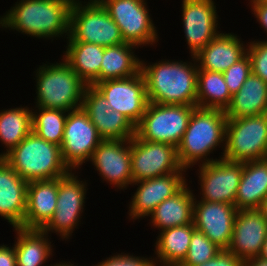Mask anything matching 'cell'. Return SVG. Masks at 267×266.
I'll use <instances>...</instances> for the list:
<instances>
[{"label": "cell", "mask_w": 267, "mask_h": 266, "mask_svg": "<svg viewBox=\"0 0 267 266\" xmlns=\"http://www.w3.org/2000/svg\"><path fill=\"white\" fill-rule=\"evenodd\" d=\"M190 61L161 59L149 63L141 58L149 102L163 105L196 106L198 64Z\"/></svg>", "instance_id": "1"}, {"label": "cell", "mask_w": 267, "mask_h": 266, "mask_svg": "<svg viewBox=\"0 0 267 266\" xmlns=\"http://www.w3.org/2000/svg\"><path fill=\"white\" fill-rule=\"evenodd\" d=\"M70 9L65 0H17L0 16V28L43 40L67 39Z\"/></svg>", "instance_id": "2"}, {"label": "cell", "mask_w": 267, "mask_h": 266, "mask_svg": "<svg viewBox=\"0 0 267 266\" xmlns=\"http://www.w3.org/2000/svg\"><path fill=\"white\" fill-rule=\"evenodd\" d=\"M227 116L223 110L196 107L189 119L187 129L177 147L180 165L188 170L222 159L226 145ZM222 148V155L210 158V154Z\"/></svg>", "instance_id": "3"}, {"label": "cell", "mask_w": 267, "mask_h": 266, "mask_svg": "<svg viewBox=\"0 0 267 266\" xmlns=\"http://www.w3.org/2000/svg\"><path fill=\"white\" fill-rule=\"evenodd\" d=\"M3 159L27 182L61 178L71 171L62 159L60 146L33 131Z\"/></svg>", "instance_id": "4"}, {"label": "cell", "mask_w": 267, "mask_h": 266, "mask_svg": "<svg viewBox=\"0 0 267 266\" xmlns=\"http://www.w3.org/2000/svg\"><path fill=\"white\" fill-rule=\"evenodd\" d=\"M42 64L34 71L37 95L34 107L67 112L80 108L87 84L63 58Z\"/></svg>", "instance_id": "5"}, {"label": "cell", "mask_w": 267, "mask_h": 266, "mask_svg": "<svg viewBox=\"0 0 267 266\" xmlns=\"http://www.w3.org/2000/svg\"><path fill=\"white\" fill-rule=\"evenodd\" d=\"M223 159L233 162L267 159V113L227 118Z\"/></svg>", "instance_id": "6"}, {"label": "cell", "mask_w": 267, "mask_h": 266, "mask_svg": "<svg viewBox=\"0 0 267 266\" xmlns=\"http://www.w3.org/2000/svg\"><path fill=\"white\" fill-rule=\"evenodd\" d=\"M66 41L96 44L102 47L123 44L121 31L101 3L71 6L69 36Z\"/></svg>", "instance_id": "7"}, {"label": "cell", "mask_w": 267, "mask_h": 266, "mask_svg": "<svg viewBox=\"0 0 267 266\" xmlns=\"http://www.w3.org/2000/svg\"><path fill=\"white\" fill-rule=\"evenodd\" d=\"M196 107L149 102L135 127V135L145 141L167 143L177 148Z\"/></svg>", "instance_id": "8"}, {"label": "cell", "mask_w": 267, "mask_h": 266, "mask_svg": "<svg viewBox=\"0 0 267 266\" xmlns=\"http://www.w3.org/2000/svg\"><path fill=\"white\" fill-rule=\"evenodd\" d=\"M78 175V171L71 170L67 175L58 178L56 209L50 221L41 229L50 234V237L51 233H56L62 241L70 240L73 231L81 224L87 199L88 180L78 178Z\"/></svg>", "instance_id": "9"}, {"label": "cell", "mask_w": 267, "mask_h": 266, "mask_svg": "<svg viewBox=\"0 0 267 266\" xmlns=\"http://www.w3.org/2000/svg\"><path fill=\"white\" fill-rule=\"evenodd\" d=\"M119 27L123 40L143 48L159 41L147 0H103L100 2Z\"/></svg>", "instance_id": "10"}, {"label": "cell", "mask_w": 267, "mask_h": 266, "mask_svg": "<svg viewBox=\"0 0 267 266\" xmlns=\"http://www.w3.org/2000/svg\"><path fill=\"white\" fill-rule=\"evenodd\" d=\"M171 144L131 139V173L133 182L156 178L170 173H186Z\"/></svg>", "instance_id": "11"}, {"label": "cell", "mask_w": 267, "mask_h": 266, "mask_svg": "<svg viewBox=\"0 0 267 266\" xmlns=\"http://www.w3.org/2000/svg\"><path fill=\"white\" fill-rule=\"evenodd\" d=\"M101 141L96 127L82 107L68 112L60 148L62 159L70 170L82 171V165L90 161Z\"/></svg>", "instance_id": "12"}, {"label": "cell", "mask_w": 267, "mask_h": 266, "mask_svg": "<svg viewBox=\"0 0 267 266\" xmlns=\"http://www.w3.org/2000/svg\"><path fill=\"white\" fill-rule=\"evenodd\" d=\"M93 86L104 96L112 110L120 112L137 126L149 103L142 72L128 78L105 80Z\"/></svg>", "instance_id": "13"}, {"label": "cell", "mask_w": 267, "mask_h": 266, "mask_svg": "<svg viewBox=\"0 0 267 266\" xmlns=\"http://www.w3.org/2000/svg\"><path fill=\"white\" fill-rule=\"evenodd\" d=\"M198 167V199L234 205L243 172V162L222 158Z\"/></svg>", "instance_id": "14"}, {"label": "cell", "mask_w": 267, "mask_h": 266, "mask_svg": "<svg viewBox=\"0 0 267 266\" xmlns=\"http://www.w3.org/2000/svg\"><path fill=\"white\" fill-rule=\"evenodd\" d=\"M181 1V20L187 49L190 56H195L221 32L217 4L214 0Z\"/></svg>", "instance_id": "15"}, {"label": "cell", "mask_w": 267, "mask_h": 266, "mask_svg": "<svg viewBox=\"0 0 267 266\" xmlns=\"http://www.w3.org/2000/svg\"><path fill=\"white\" fill-rule=\"evenodd\" d=\"M90 164L103 182L116 190H127L133 183L131 173V140H102L94 150Z\"/></svg>", "instance_id": "16"}, {"label": "cell", "mask_w": 267, "mask_h": 266, "mask_svg": "<svg viewBox=\"0 0 267 266\" xmlns=\"http://www.w3.org/2000/svg\"><path fill=\"white\" fill-rule=\"evenodd\" d=\"M81 107L102 140H131L135 136V126L120 112L112 110L94 86H86Z\"/></svg>", "instance_id": "17"}, {"label": "cell", "mask_w": 267, "mask_h": 266, "mask_svg": "<svg viewBox=\"0 0 267 266\" xmlns=\"http://www.w3.org/2000/svg\"><path fill=\"white\" fill-rule=\"evenodd\" d=\"M186 173H170L156 178L133 182L138 186L128 205L129 220L138 221L148 217L165 199L176 194L187 182Z\"/></svg>", "instance_id": "18"}, {"label": "cell", "mask_w": 267, "mask_h": 266, "mask_svg": "<svg viewBox=\"0 0 267 266\" xmlns=\"http://www.w3.org/2000/svg\"><path fill=\"white\" fill-rule=\"evenodd\" d=\"M237 212L235 205L199 200L195 195L193 223L219 248L228 249Z\"/></svg>", "instance_id": "19"}, {"label": "cell", "mask_w": 267, "mask_h": 266, "mask_svg": "<svg viewBox=\"0 0 267 266\" xmlns=\"http://www.w3.org/2000/svg\"><path fill=\"white\" fill-rule=\"evenodd\" d=\"M267 237V221L258 208L238 210L228 250L243 262L259 257Z\"/></svg>", "instance_id": "20"}, {"label": "cell", "mask_w": 267, "mask_h": 266, "mask_svg": "<svg viewBox=\"0 0 267 266\" xmlns=\"http://www.w3.org/2000/svg\"><path fill=\"white\" fill-rule=\"evenodd\" d=\"M28 182L0 158V216L13 227L23 228Z\"/></svg>", "instance_id": "21"}, {"label": "cell", "mask_w": 267, "mask_h": 266, "mask_svg": "<svg viewBox=\"0 0 267 266\" xmlns=\"http://www.w3.org/2000/svg\"><path fill=\"white\" fill-rule=\"evenodd\" d=\"M247 46L239 35L221 31L195 55L198 69L223 73L247 53Z\"/></svg>", "instance_id": "22"}, {"label": "cell", "mask_w": 267, "mask_h": 266, "mask_svg": "<svg viewBox=\"0 0 267 266\" xmlns=\"http://www.w3.org/2000/svg\"><path fill=\"white\" fill-rule=\"evenodd\" d=\"M58 178L30 181L27 185L24 229H42L56 209Z\"/></svg>", "instance_id": "23"}, {"label": "cell", "mask_w": 267, "mask_h": 266, "mask_svg": "<svg viewBox=\"0 0 267 266\" xmlns=\"http://www.w3.org/2000/svg\"><path fill=\"white\" fill-rule=\"evenodd\" d=\"M186 183L176 194L162 201L149 215L151 228H167L193 223L194 190Z\"/></svg>", "instance_id": "24"}, {"label": "cell", "mask_w": 267, "mask_h": 266, "mask_svg": "<svg viewBox=\"0 0 267 266\" xmlns=\"http://www.w3.org/2000/svg\"><path fill=\"white\" fill-rule=\"evenodd\" d=\"M17 266H53L46 265L54 254L51 237L40 229L13 228ZM17 239V240H16ZM52 244V245H51ZM48 260V261H47Z\"/></svg>", "instance_id": "25"}, {"label": "cell", "mask_w": 267, "mask_h": 266, "mask_svg": "<svg viewBox=\"0 0 267 266\" xmlns=\"http://www.w3.org/2000/svg\"><path fill=\"white\" fill-rule=\"evenodd\" d=\"M194 230V223L161 230L153 245L155 266H178L187 255Z\"/></svg>", "instance_id": "26"}, {"label": "cell", "mask_w": 267, "mask_h": 266, "mask_svg": "<svg viewBox=\"0 0 267 266\" xmlns=\"http://www.w3.org/2000/svg\"><path fill=\"white\" fill-rule=\"evenodd\" d=\"M267 196V159L243 162L234 205L238 210L259 208Z\"/></svg>", "instance_id": "27"}, {"label": "cell", "mask_w": 267, "mask_h": 266, "mask_svg": "<svg viewBox=\"0 0 267 266\" xmlns=\"http://www.w3.org/2000/svg\"><path fill=\"white\" fill-rule=\"evenodd\" d=\"M227 118H241L267 113V83L251 73L239 91L231 97L224 111Z\"/></svg>", "instance_id": "28"}, {"label": "cell", "mask_w": 267, "mask_h": 266, "mask_svg": "<svg viewBox=\"0 0 267 266\" xmlns=\"http://www.w3.org/2000/svg\"><path fill=\"white\" fill-rule=\"evenodd\" d=\"M63 58L73 71L87 84L100 82L101 62L104 47L78 41H67Z\"/></svg>", "instance_id": "29"}, {"label": "cell", "mask_w": 267, "mask_h": 266, "mask_svg": "<svg viewBox=\"0 0 267 266\" xmlns=\"http://www.w3.org/2000/svg\"><path fill=\"white\" fill-rule=\"evenodd\" d=\"M139 46L123 43L104 47L101 62L100 82L110 79L132 77L141 72V59L135 54Z\"/></svg>", "instance_id": "30"}, {"label": "cell", "mask_w": 267, "mask_h": 266, "mask_svg": "<svg viewBox=\"0 0 267 266\" xmlns=\"http://www.w3.org/2000/svg\"><path fill=\"white\" fill-rule=\"evenodd\" d=\"M32 131V107L20 105L0 110V142L6 150L0 152L3 158Z\"/></svg>", "instance_id": "31"}, {"label": "cell", "mask_w": 267, "mask_h": 266, "mask_svg": "<svg viewBox=\"0 0 267 266\" xmlns=\"http://www.w3.org/2000/svg\"><path fill=\"white\" fill-rule=\"evenodd\" d=\"M232 95L221 72L198 69L196 106L225 111Z\"/></svg>", "instance_id": "32"}, {"label": "cell", "mask_w": 267, "mask_h": 266, "mask_svg": "<svg viewBox=\"0 0 267 266\" xmlns=\"http://www.w3.org/2000/svg\"><path fill=\"white\" fill-rule=\"evenodd\" d=\"M34 109L32 108V131L47 142L61 146L68 112L42 107Z\"/></svg>", "instance_id": "33"}, {"label": "cell", "mask_w": 267, "mask_h": 266, "mask_svg": "<svg viewBox=\"0 0 267 266\" xmlns=\"http://www.w3.org/2000/svg\"><path fill=\"white\" fill-rule=\"evenodd\" d=\"M221 248L211 242L205 234L197 229L192 233L190 247L185 259L178 266H196L215 257Z\"/></svg>", "instance_id": "34"}, {"label": "cell", "mask_w": 267, "mask_h": 266, "mask_svg": "<svg viewBox=\"0 0 267 266\" xmlns=\"http://www.w3.org/2000/svg\"><path fill=\"white\" fill-rule=\"evenodd\" d=\"M251 73V60L247 53L222 73L232 96L239 91Z\"/></svg>", "instance_id": "35"}, {"label": "cell", "mask_w": 267, "mask_h": 266, "mask_svg": "<svg viewBox=\"0 0 267 266\" xmlns=\"http://www.w3.org/2000/svg\"><path fill=\"white\" fill-rule=\"evenodd\" d=\"M247 54L251 60L252 73L267 83V40L248 42Z\"/></svg>", "instance_id": "36"}, {"label": "cell", "mask_w": 267, "mask_h": 266, "mask_svg": "<svg viewBox=\"0 0 267 266\" xmlns=\"http://www.w3.org/2000/svg\"><path fill=\"white\" fill-rule=\"evenodd\" d=\"M133 256V253H117L103 259L94 266H155L154 257Z\"/></svg>", "instance_id": "37"}, {"label": "cell", "mask_w": 267, "mask_h": 266, "mask_svg": "<svg viewBox=\"0 0 267 266\" xmlns=\"http://www.w3.org/2000/svg\"><path fill=\"white\" fill-rule=\"evenodd\" d=\"M196 266H244V262L228 249H221L215 257Z\"/></svg>", "instance_id": "38"}, {"label": "cell", "mask_w": 267, "mask_h": 266, "mask_svg": "<svg viewBox=\"0 0 267 266\" xmlns=\"http://www.w3.org/2000/svg\"><path fill=\"white\" fill-rule=\"evenodd\" d=\"M251 12L256 18L264 32L267 33V0H248Z\"/></svg>", "instance_id": "39"}, {"label": "cell", "mask_w": 267, "mask_h": 266, "mask_svg": "<svg viewBox=\"0 0 267 266\" xmlns=\"http://www.w3.org/2000/svg\"><path fill=\"white\" fill-rule=\"evenodd\" d=\"M0 266H17L13 245L0 244Z\"/></svg>", "instance_id": "40"}, {"label": "cell", "mask_w": 267, "mask_h": 266, "mask_svg": "<svg viewBox=\"0 0 267 266\" xmlns=\"http://www.w3.org/2000/svg\"><path fill=\"white\" fill-rule=\"evenodd\" d=\"M244 266H267V260L259 257L250 258L244 261Z\"/></svg>", "instance_id": "41"}, {"label": "cell", "mask_w": 267, "mask_h": 266, "mask_svg": "<svg viewBox=\"0 0 267 266\" xmlns=\"http://www.w3.org/2000/svg\"><path fill=\"white\" fill-rule=\"evenodd\" d=\"M258 209L261 211L262 215L267 221V196L263 199Z\"/></svg>", "instance_id": "42"}, {"label": "cell", "mask_w": 267, "mask_h": 266, "mask_svg": "<svg viewBox=\"0 0 267 266\" xmlns=\"http://www.w3.org/2000/svg\"><path fill=\"white\" fill-rule=\"evenodd\" d=\"M53 266H78V264L77 265H75V263L73 262V264L70 262V261H63L62 260V262H60L59 261V263L57 262V263H54L53 264ZM85 266V265H84ZM92 266H94V264H92Z\"/></svg>", "instance_id": "43"}, {"label": "cell", "mask_w": 267, "mask_h": 266, "mask_svg": "<svg viewBox=\"0 0 267 266\" xmlns=\"http://www.w3.org/2000/svg\"><path fill=\"white\" fill-rule=\"evenodd\" d=\"M260 257L264 260H267V237H266V240L264 242L262 253H261Z\"/></svg>", "instance_id": "44"}, {"label": "cell", "mask_w": 267, "mask_h": 266, "mask_svg": "<svg viewBox=\"0 0 267 266\" xmlns=\"http://www.w3.org/2000/svg\"><path fill=\"white\" fill-rule=\"evenodd\" d=\"M65 1H67L71 6L72 5H75V4H80V3H88V1L86 0H84V1H82V0H65Z\"/></svg>", "instance_id": "45"}, {"label": "cell", "mask_w": 267, "mask_h": 266, "mask_svg": "<svg viewBox=\"0 0 267 266\" xmlns=\"http://www.w3.org/2000/svg\"><path fill=\"white\" fill-rule=\"evenodd\" d=\"M103 0H88V3H100Z\"/></svg>", "instance_id": "46"}]
</instances>
